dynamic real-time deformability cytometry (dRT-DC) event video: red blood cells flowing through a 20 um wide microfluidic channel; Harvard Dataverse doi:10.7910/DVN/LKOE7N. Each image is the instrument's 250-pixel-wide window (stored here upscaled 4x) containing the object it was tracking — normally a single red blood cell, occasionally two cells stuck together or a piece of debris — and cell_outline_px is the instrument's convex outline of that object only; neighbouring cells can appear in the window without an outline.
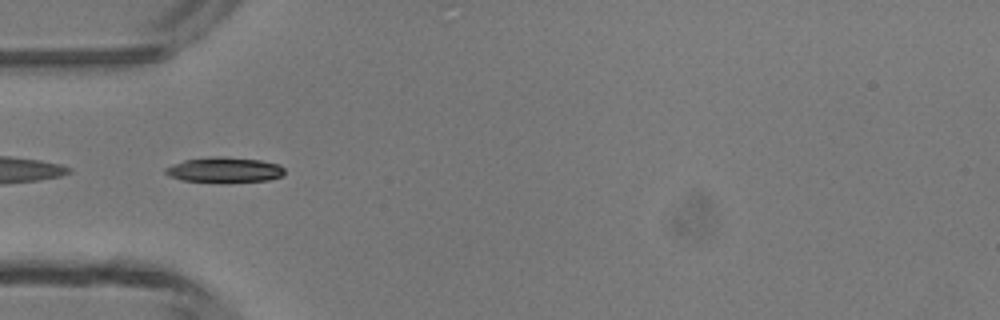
{"species": "common noctule bat (a hibernating species)", "species_latin": "Nyctalus noctula", "temperature_condition": "room temperature", "stored_images_in_passage": 4, "segment_of_instrument_passage": [2, 2], "camera_frame_rate_fps": 3000, "um_per_image_px": 0.085, "animal": {"sex": "male", "body_mass_g": 13.3}, "frame": {"image": 1, "passage_image": 4, "time_ms": 3.333, "image_size_px": [1000, 320], "cell_outline_px": [[284, 176], [268, 180], [220, 184], [184, 180], [168, 176], [164, 172], [164, 168], [184, 160], [216, 156], [224, 156], [260, 160], [280, 164], [284, 168]], "centroid_in_image_um": [19.1, 14.46], "position_along_channel_um": 65.9, "area_um2": 18.09}}